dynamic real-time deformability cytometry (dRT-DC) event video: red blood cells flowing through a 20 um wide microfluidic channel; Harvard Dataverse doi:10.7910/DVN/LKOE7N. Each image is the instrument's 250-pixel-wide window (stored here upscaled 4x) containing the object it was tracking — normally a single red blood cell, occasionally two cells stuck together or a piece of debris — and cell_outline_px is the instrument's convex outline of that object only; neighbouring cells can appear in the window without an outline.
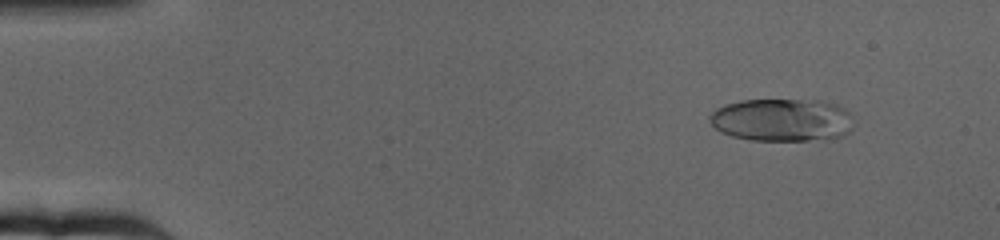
{"species": "human", "species_latin": "Homo sapiens", "temperature_condition": "cold", "stored_images_in_passage": 64, "camera_frame_rate_fps": 3000, "um_per_image_px": 0.085, "donor": {"sex": "female"}, "frame": {"image": 1, "passage_image": 7, "time_ms": 2.0, "image_size_px": [1000, 240], "cell_outline_px": [[852, 128], [844, 136], [808, 140], [752, 140], [732, 136], [720, 132], [708, 120], [708, 116], [716, 108], [724, 104], [740, 100], [816, 100], [836, 104], [844, 108], [852, 116]], "centroid_in_image_um": [66.44, 10.19], "position_along_channel_um": 18.6, "area_um2": 36.01}}
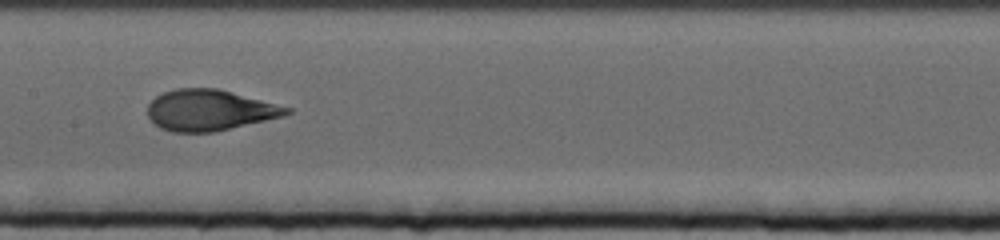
{"frame": {"image": 2, "passage_image": 33, "time_ms": 10.667, "image_size_px": [1000, 240], "cell_outline_px": [[292, 112], [280, 116], [216, 132], [172, 132], [160, 128], [148, 116], [148, 104], [156, 96], [164, 92], [176, 88], [216, 88], [232, 92], [292, 108]], "centroid_in_image_um": [17.78, 9.36], "position_along_channel_um": 189.6, "area_um2": 32.83}}
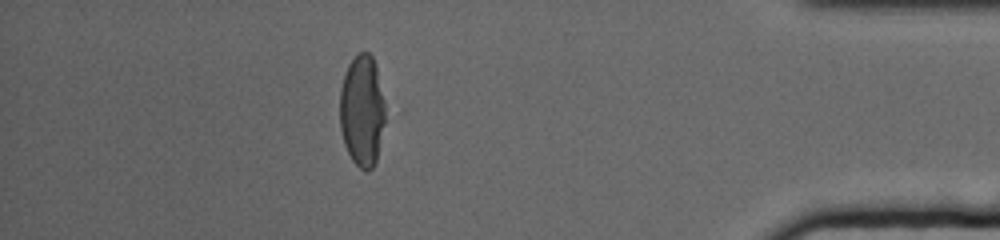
{"frame": {"image": 3, "passage_image": 57, "time_ms": 18.667, "image_size_px": [1000, 240], "cell_outline_px": [[384, 124], [376, 160], [372, 168], [368, 172], [364, 172], [352, 160], [344, 144], [340, 128], [340, 88], [348, 64], [360, 52], [368, 52], [372, 56], [376, 64], [384, 100]], "centroid_in_image_um": [30.77, 9.42], "position_along_channel_um": 404.4, "area_um2": 29.48}, "authors_computed_cell_mechanics": {"area_um2": 33.3506, "velocity_mm_per_s": 3.1765, "shape_relaxation_time_tau1_ms": 4.6411, "shape_relaxation_time_tau2_ms": 0.874, "deformation_change_tau1": 0.18, "deformation_change_tau2": 0.0726}}